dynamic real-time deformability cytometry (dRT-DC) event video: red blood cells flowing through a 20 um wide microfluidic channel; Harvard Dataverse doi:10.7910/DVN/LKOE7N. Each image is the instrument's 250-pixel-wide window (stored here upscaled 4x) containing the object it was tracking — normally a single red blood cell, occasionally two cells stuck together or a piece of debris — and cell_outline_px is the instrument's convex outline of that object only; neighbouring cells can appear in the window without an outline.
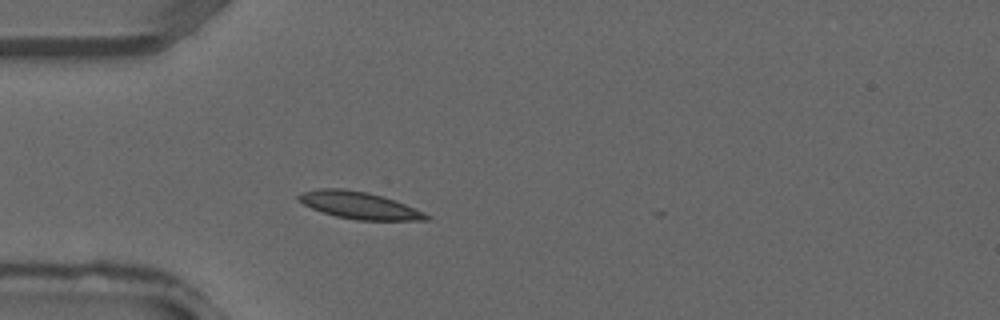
{"species": "common noctule bat (a hibernating species)", "species_latin": "Nyctalus noctula", "temperature_condition": "warm", "stored_images_in_passage": 9, "camera_frame_rate_fps": 3000, "um_per_image_px": 0.085, "animal": {"sex": "male", "forearm_length_mm": 52.5}, "frame": {"image": 1, "passage_image": 7, "time_ms": 2.0, "image_size_px": [1000, 320], "cell_outline_px": [[432, 216], [428, 220], [356, 220], [336, 216], [312, 208], [304, 204], [296, 196], [300, 192], [320, 188], [344, 188], [368, 192], [404, 204], [424, 212]], "centroid_in_image_um": [30.52, 17.45], "position_along_channel_um": 54.5, "area_um2": 19.94}}